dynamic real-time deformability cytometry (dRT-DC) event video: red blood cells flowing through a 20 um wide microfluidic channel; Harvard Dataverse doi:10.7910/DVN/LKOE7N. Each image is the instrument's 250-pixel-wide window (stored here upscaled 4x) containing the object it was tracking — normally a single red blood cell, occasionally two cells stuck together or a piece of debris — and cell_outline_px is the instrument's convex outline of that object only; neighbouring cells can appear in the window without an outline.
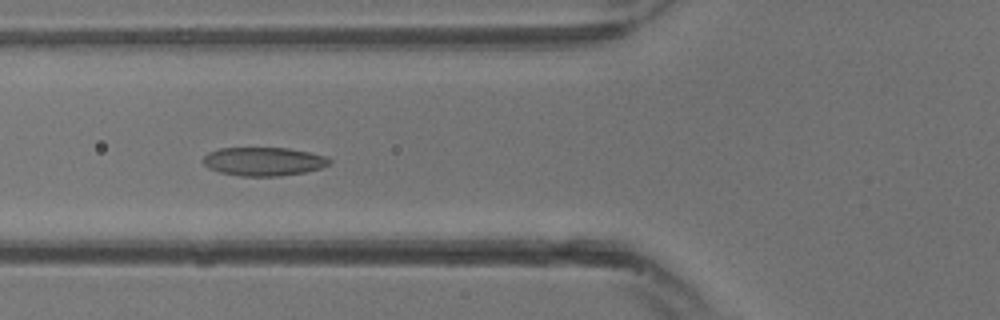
{"species": "common noctule bat (a hibernating species)", "species_latin": "Nyctalus noctula", "temperature_condition": "warm", "stored_images_in_passage": 29, "camera_frame_rate_fps": 3000, "um_per_image_px": 0.085, "animal": {"sex": "male", "body_mass_g": 13.3}, "frame": {"image": 1, "passage_image": 11, "time_ms": 3.333, "image_size_px": [1000, 320], "cell_outline_px": [[332, 164], [320, 168], [304, 172], [280, 176], [240, 176], [220, 172], [208, 168], [204, 164], [204, 156], [208, 152], [220, 148], [288, 148], [328, 156], [332, 160]], "centroid_in_image_um": [22.44, 13.72], "position_along_channel_um": 103.4, "area_um2": 21.1}}
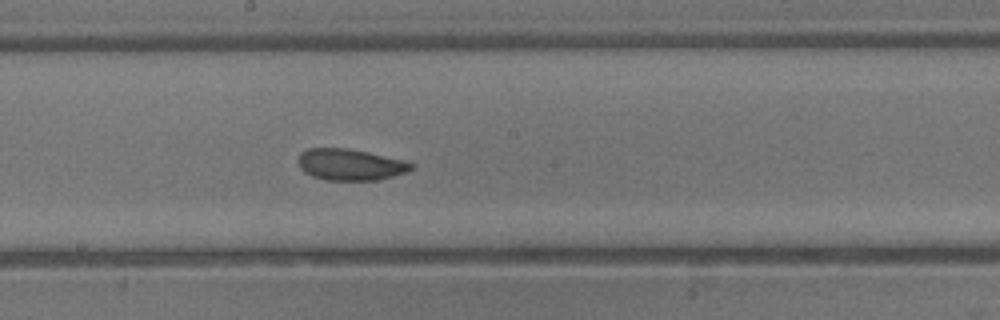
{"frame": {"image": 2, "passage_image": 16, "time_ms": 5.0, "image_size_px": [1000, 320], "cell_outline_px": [[416, 168], [392, 176], [376, 180], [324, 180], [312, 176], [304, 172], [300, 168], [296, 160], [300, 152], [308, 148], [348, 148], [368, 152], [404, 160], [416, 164]], "centroid_in_image_um": [29.75, 13.98], "position_along_channel_um": 218.5, "area_um2": 20.92}}
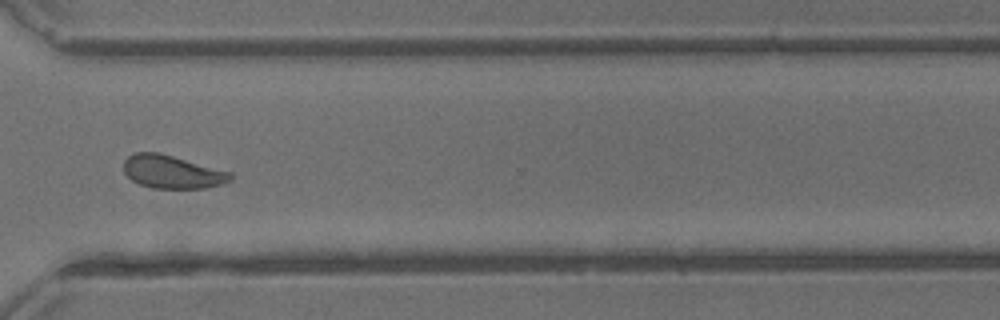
{"frame": {"image": 3, "passage_image": 22, "time_ms": 7.0, "image_size_px": [1000, 320], "cell_outline_px": [[232, 180], [208, 188], [152, 188], [140, 184], [132, 180], [124, 172], [124, 160], [128, 156], [136, 152], [156, 152], [172, 156], [232, 172]], "centroid_in_image_um": [14.64, 14.61], "position_along_channel_um": 356.0, "area_um2": 20.46}}